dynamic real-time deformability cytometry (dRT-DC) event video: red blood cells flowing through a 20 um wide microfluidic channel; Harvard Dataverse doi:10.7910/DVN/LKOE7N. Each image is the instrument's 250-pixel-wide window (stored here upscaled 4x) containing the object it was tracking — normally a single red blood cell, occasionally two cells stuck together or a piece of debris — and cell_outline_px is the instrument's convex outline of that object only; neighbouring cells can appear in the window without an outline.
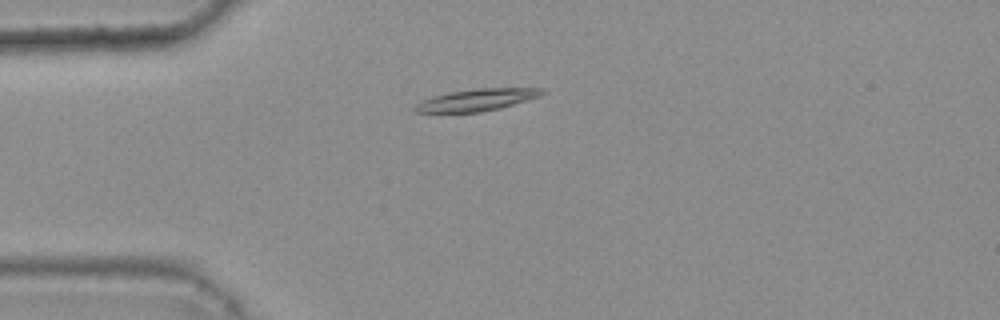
{"species": "common noctule bat (a hibernating species)", "species_latin": "Nyctalus noctula", "temperature_condition": "warm", "stored_images_in_passage": 48, "camera_frame_rate_fps": 3000, "um_per_image_px": 0.085, "animal": {"sex": "female", "body_mass_g": 25.1}, "frame": {"image": 1, "passage_image": 12, "time_ms": 3.667, "image_size_px": [1000, 320], "cell_outline_px": [[548, 92], [540, 96], [500, 108], [480, 112], [416, 112], [412, 108], [416, 104], [432, 96], [448, 92], [476, 88], [544, 88]], "centroid_in_image_um": [40.55, 8.48], "position_along_channel_um": 44.4, "area_um2": 16.24}}
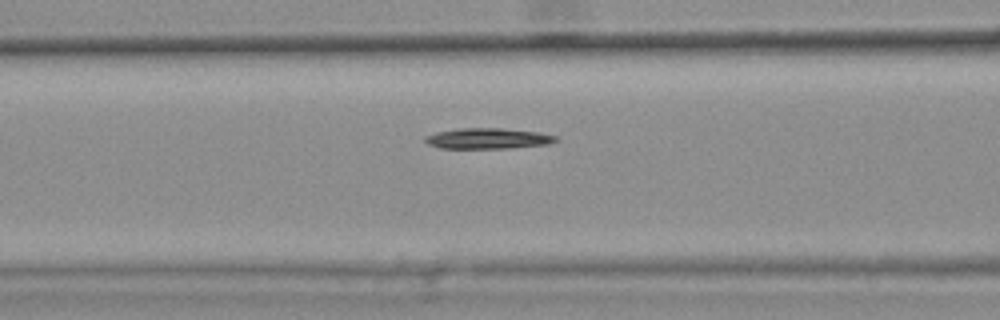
{"frame": {"image": 2, "passage_image": 20, "time_ms": 6.333, "image_size_px": [1000, 320], "cell_outline_px": [[560, 140], [548, 144], [508, 148], [440, 148], [428, 144], [424, 140], [424, 136], [436, 132], [460, 128], [500, 128], [536, 132], [556, 136]], "centroid_in_image_um": [41.44, 11.77], "position_along_channel_um": 125.2, "area_um2": 15.66}}
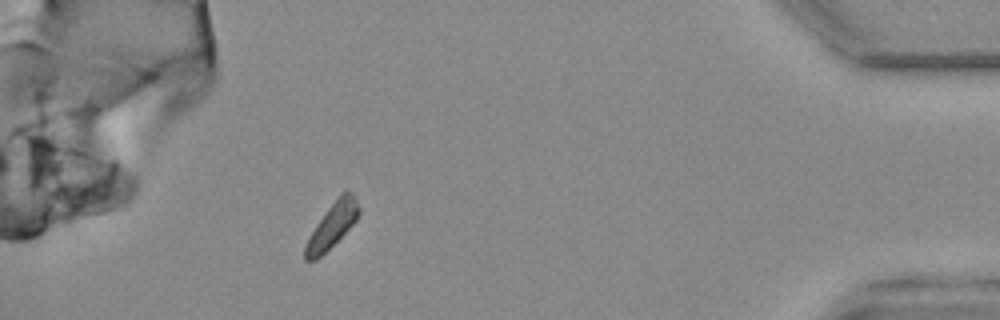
{"frame": {"image": 3, "passage_image": 47, "time_ms": 15.333, "image_size_px": [1000, 320], "cell_outline_px": [[360, 212], [356, 220], [316, 260], [304, 260], [304, 248], [316, 224], [340, 192], [352, 192], [356, 196], [360, 208]], "centroid_in_image_um": [28.25, 19.11], "position_along_channel_um": 407.0, "area_um2": 13.53}, "authors_computed_cell_mechanics": {"area_um2": 15.4904, "velocity_mm_per_s": 3.6982, "shape_relaxation_time_tau1_ms": 8.8974, "shape_relaxation_time_tau2_ms": null, "deformation_change_tau1": 0.2533, "deformation_change_tau2": null}}